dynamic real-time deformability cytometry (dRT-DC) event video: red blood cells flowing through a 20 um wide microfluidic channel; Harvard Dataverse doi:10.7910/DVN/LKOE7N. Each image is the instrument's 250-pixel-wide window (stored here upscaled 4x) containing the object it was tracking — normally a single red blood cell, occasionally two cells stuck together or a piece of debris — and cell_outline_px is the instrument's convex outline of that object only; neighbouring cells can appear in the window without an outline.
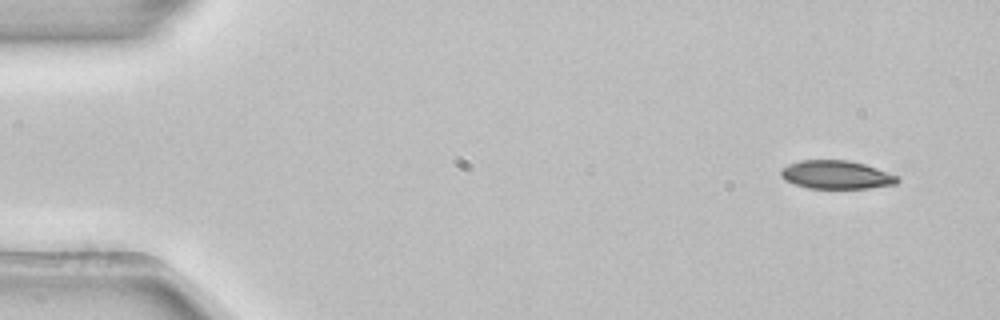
{"species": "common noctule bat (a hibernating species)", "species_latin": "Nyctalus noctula", "temperature_condition": "room temperature", "stored_images_in_passage": 3, "camera_frame_rate_fps": 3000, "um_per_image_px": 0.085, "animal": {"sex": "female", "body_mass_g": 22.7, "forearm_length_mm": 54.2}, "frame": {"image": 1, "passage_image": 1, "time_ms": 0.0, "image_size_px": [1000, 320], "cell_outline_px": [[900, 180], [896, 184], [868, 188], [808, 188], [784, 180], [780, 176], [780, 168], [788, 164], [800, 160], [848, 160], [864, 164], [900, 176]], "centroid_in_image_um": [71.08, 14.85], "position_along_channel_um": 13.9, "area_um2": 19.36}}